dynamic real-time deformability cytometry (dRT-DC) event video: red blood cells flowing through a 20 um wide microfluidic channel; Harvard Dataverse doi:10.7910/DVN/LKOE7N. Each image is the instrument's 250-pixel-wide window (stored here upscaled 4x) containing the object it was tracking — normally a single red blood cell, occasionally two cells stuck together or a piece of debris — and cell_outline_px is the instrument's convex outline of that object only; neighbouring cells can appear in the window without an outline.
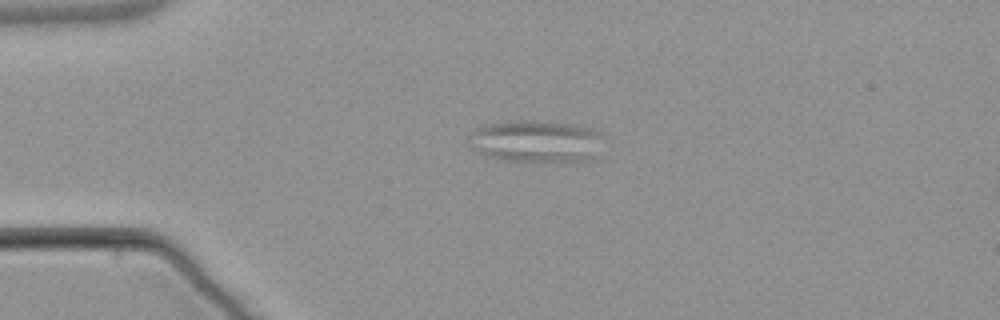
{"species": "common noctule bat (a hibernating species)", "species_latin": "Nyctalus noctula", "temperature_condition": "warm", "stored_images_in_passage": 3, "camera_frame_rate_fps": 3000, "um_per_image_px": 0.085, "animal": {"sex": "male", "body_mass_g": 21.5, "forearm_length_mm": 52.0}, "frame": {"image": 1, "passage_image": 2, "time_ms": 1.0, "image_size_px": [1000, 320], "cell_outline_px": [[600, 136], [596, 160], [500, 160], [484, 156], [476, 152], [468, 144], [468, 136], [476, 128], [484, 124], [508, 120], [536, 120], [572, 124], [592, 128]], "centroid_in_image_um": [45.46, 11.98], "position_along_channel_um": 39.5, "area_um2": 33.06}}